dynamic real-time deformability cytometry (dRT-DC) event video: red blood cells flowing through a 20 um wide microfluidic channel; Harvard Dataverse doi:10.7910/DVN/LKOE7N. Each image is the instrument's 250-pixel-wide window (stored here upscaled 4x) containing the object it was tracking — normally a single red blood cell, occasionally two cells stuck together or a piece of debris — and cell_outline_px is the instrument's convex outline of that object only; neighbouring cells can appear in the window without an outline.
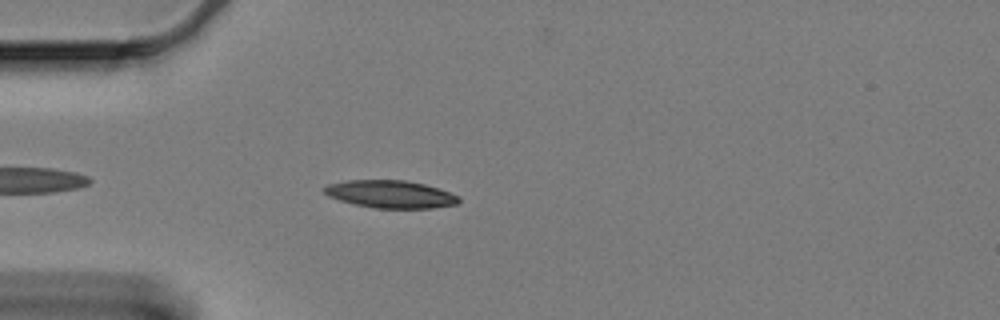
{"species": "Egyptian fruit bat (a non-hibernating species)", "species_latin": "Rousettus aegyptiacus", "temperature_condition": "cold", "stored_images_in_passage": 21, "camera_frame_rate_fps": 3000, "um_per_image_px": 0.085, "animal": {"sex": "female"}, "frame": {"image": 1, "passage_image": 5, "time_ms": 1.333, "image_size_px": [1000, 320], "cell_outline_px": [[460, 200], [456, 204], [432, 208], [376, 208], [356, 204], [340, 200], [328, 196], [324, 192], [324, 188], [328, 184], [348, 180], [404, 180], [424, 184], [460, 196]], "centroid_in_image_um": [33.19, 16.5], "position_along_channel_um": 51.8, "area_um2": 21.39}}
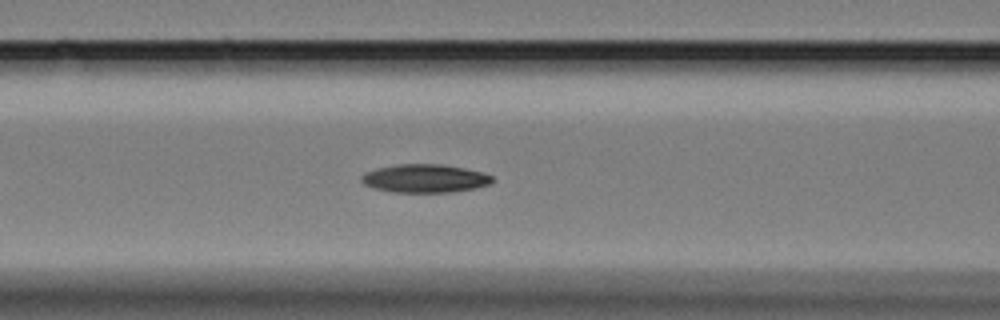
{"frame": {"image": 2, "passage_image": 13, "time_ms": 4.0, "image_size_px": [1000, 320], "cell_outline_px": [[492, 180], [488, 184], [472, 188], [452, 192], [392, 192], [372, 188], [364, 184], [360, 180], [360, 176], [364, 172], [376, 168], [396, 164], [440, 164], [464, 168], [480, 172], [492, 176]], "centroid_in_image_um": [36.01, 15.16], "position_along_channel_um": 130.6, "area_um2": 21.5}}
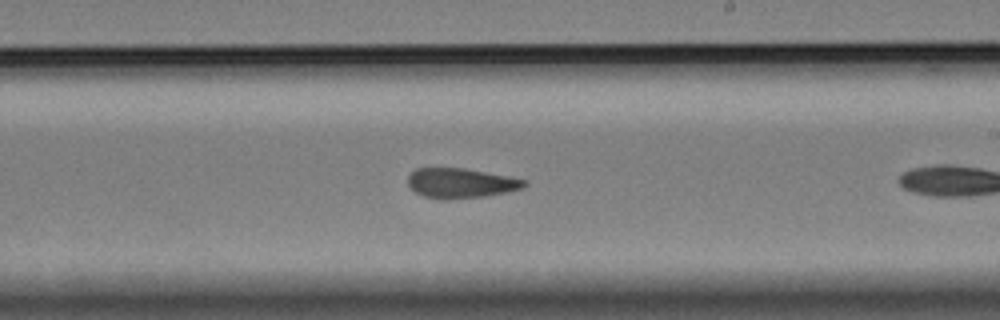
{"frame": {"image": 3, "passage_image": 20, "time_ms": 6.333, "image_size_px": [1000, 320], "cell_outline_px": [[528, 184], [524, 188], [484, 196], [448, 200], [440, 200], [424, 196], [416, 192], [408, 184], [408, 176], [416, 168], [464, 168], [508, 176], [524, 180]], "centroid_in_image_um": [39.15, 15.57], "position_along_channel_um": 249.9, "area_um2": 20.17}}